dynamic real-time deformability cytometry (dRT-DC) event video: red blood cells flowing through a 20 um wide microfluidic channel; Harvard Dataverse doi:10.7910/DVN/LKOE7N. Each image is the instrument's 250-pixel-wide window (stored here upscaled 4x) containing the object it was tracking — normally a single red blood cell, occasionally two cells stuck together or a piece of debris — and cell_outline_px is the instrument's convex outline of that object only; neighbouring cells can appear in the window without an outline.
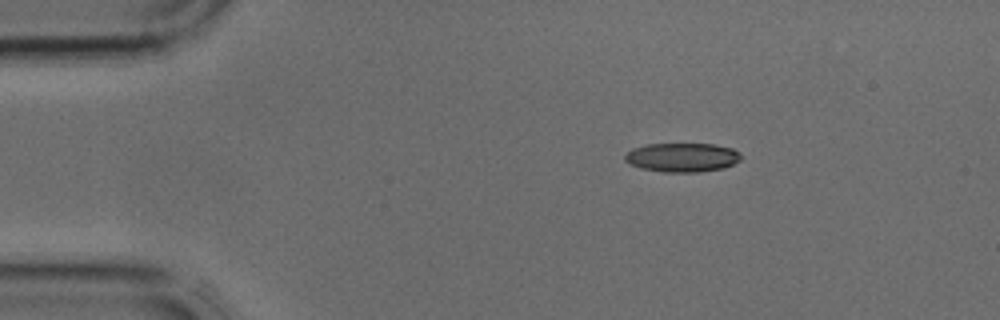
{"species": "common noctule bat (a hibernating species)", "species_latin": "Nyctalus noctula", "temperature_condition": "cold", "stored_images_in_passage": 2, "camera_frame_rate_fps": 3000, "um_per_image_px": 0.085, "animal": {"sex": "male", "body_mass_g": 17.9, "forearm_length_mm": 54.2}, "frame": {"image": 1, "passage_image": 1, "time_ms": 0.0, "image_size_px": [1000, 320], "cell_outline_px": [[740, 160], [724, 168], [700, 172], [664, 172], [640, 168], [624, 160], [624, 156], [632, 148], [648, 144], [716, 144], [732, 148], [740, 152]], "centroid_in_image_um": [58.0, 13.38], "position_along_channel_um": 27.0, "area_um2": 19.65}}
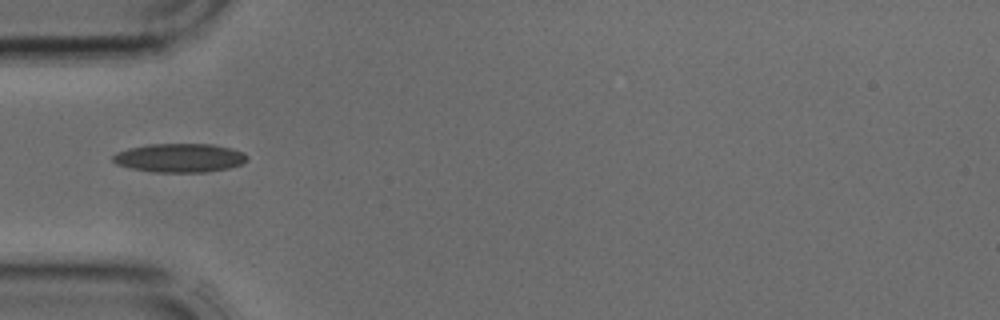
{"frame": {"image": 2, "passage_image": 2, "time_ms": 0.333, "image_size_px": [1000, 320], "cell_outline_px": [[248, 160], [240, 164], [228, 168], [204, 172], [156, 172], [132, 168], [116, 164], [112, 160], [112, 156], [116, 152], [128, 148], [148, 144], [212, 144], [232, 148], [244, 152], [248, 156]], "centroid_in_image_um": [15.27, 13.41], "position_along_channel_um": 69.7, "area_um2": 22.54}}